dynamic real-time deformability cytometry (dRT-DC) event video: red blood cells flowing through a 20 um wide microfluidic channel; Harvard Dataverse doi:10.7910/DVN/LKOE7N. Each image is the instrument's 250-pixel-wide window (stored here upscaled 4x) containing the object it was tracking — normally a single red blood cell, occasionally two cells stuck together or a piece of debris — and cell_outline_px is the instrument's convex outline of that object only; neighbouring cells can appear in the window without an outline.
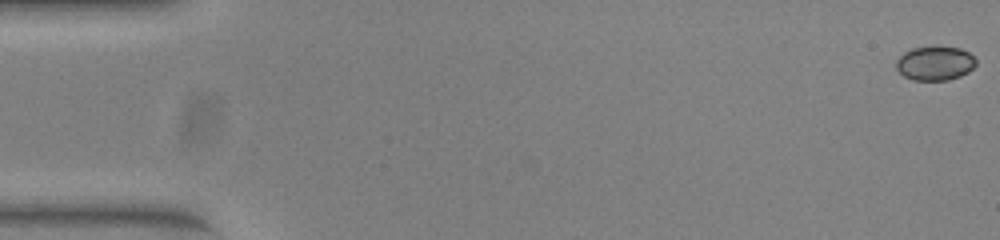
{"species": "common noctule bat (a hibernating species)", "species_latin": "Nyctalus noctula", "temperature_condition": "warm", "stored_images_in_passage": 54, "segment_of_instrument_passage": [1, 2], "camera_frame_rate_fps": 3000, "um_per_image_px": 0.085, "animal": {"sex": "female", "body_mass_g": 23.0, "forearm_length_mm": 53.4}, "frame": {"image": 1, "passage_image": 1, "time_ms": 0.0, "image_size_px": [1000, 240], "cell_outline_px": [[976, 64], [968, 72], [960, 76], [948, 80], [912, 80], [904, 76], [896, 68], [896, 60], [904, 52], [912, 48], [960, 48], [968, 52], [976, 60]], "centroid_in_image_um": [79.46, 5.4], "position_along_channel_um": 5.5, "area_um2": 15.55}}
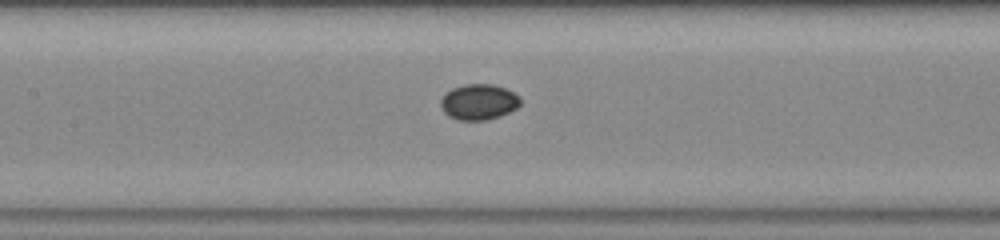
{"frame": {"image": 2, "passage_image": 25, "time_ms": 8.0, "image_size_px": [1000, 240], "cell_outline_px": [[520, 104], [516, 108], [500, 116], [484, 120], [460, 120], [448, 116], [444, 112], [440, 104], [440, 100], [452, 88], [464, 84], [492, 84], [504, 88], [520, 96]], "centroid_in_image_um": [40.69, 8.66], "position_along_channel_um": 166.7, "area_um2": 16.42}}
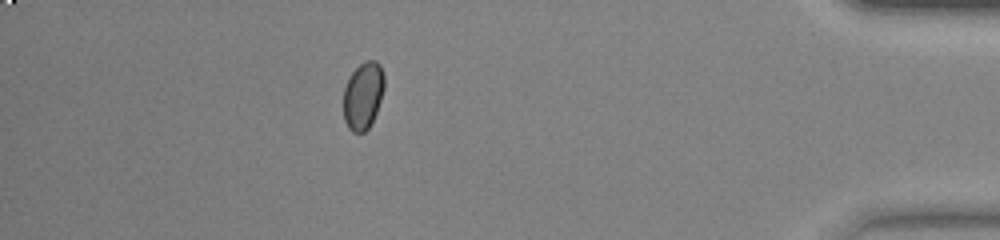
{"frame": {"image": 3, "passage_image": 47, "time_ms": 15.333, "image_size_px": [1000, 240], "cell_outline_px": [[384, 88], [376, 112], [368, 128], [364, 132], [352, 132], [348, 128], [344, 120], [344, 88], [352, 72], [364, 60], [376, 60], [380, 64], [384, 76]], "centroid_in_image_um": [30.86, 8.11], "position_along_channel_um": 404.3, "area_um2": 15.9}}